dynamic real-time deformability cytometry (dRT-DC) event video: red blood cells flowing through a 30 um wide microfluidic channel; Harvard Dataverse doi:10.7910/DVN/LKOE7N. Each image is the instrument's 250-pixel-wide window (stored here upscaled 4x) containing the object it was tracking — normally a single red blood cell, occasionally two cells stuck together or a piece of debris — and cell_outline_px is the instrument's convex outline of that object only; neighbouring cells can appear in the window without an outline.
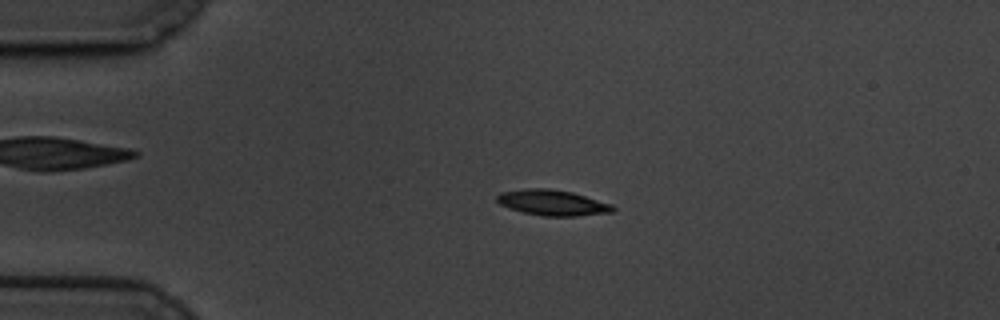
{"species": "common noctule bat (a hibernating species)", "species_latin": "Nyctalus noctula", "temperature_condition": "cold", "stored_images_in_passage": 60, "camera_frame_rate_fps": 3000, "um_per_image_px": 0.085, "animal": {"sex": "male", "body_mass_g": 19.5, "forearm_length_mm": 54.6}, "frame": {"image": 1, "passage_image": 13, "time_ms": 4.0, "image_size_px": [1000, 320], "cell_outline_px": [[616, 208], [612, 212], [576, 216], [544, 216], [524, 212], [508, 208], [500, 204], [496, 200], [496, 196], [500, 192], [528, 188], [548, 188], [572, 192], [612, 204]], "centroid_in_image_um": [46.95, 17.22], "position_along_channel_um": 38.1, "area_um2": 17.28}}
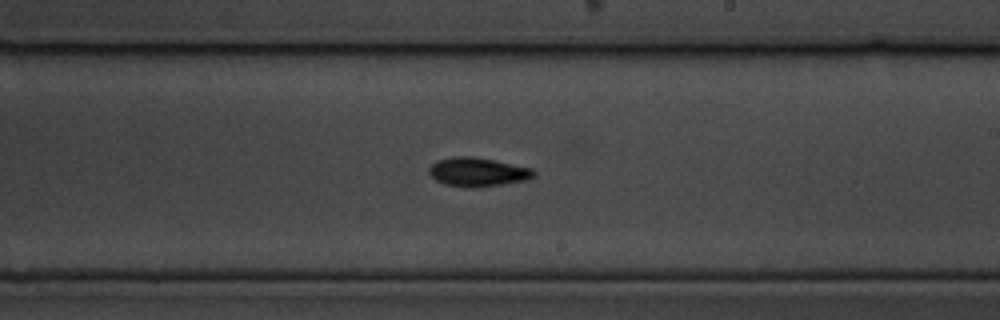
{"frame": {"image": 2, "passage_image": 35, "time_ms": 11.333, "image_size_px": [1000, 320], "cell_outline_px": [[536, 176], [528, 180], [504, 184], [472, 188], [444, 184], [436, 180], [428, 172], [428, 168], [436, 160], [452, 156], [472, 156], [532, 168], [536, 172]], "centroid_in_image_um": [40.61, 14.62], "position_along_channel_um": 248.4, "area_um2": 17.74}}
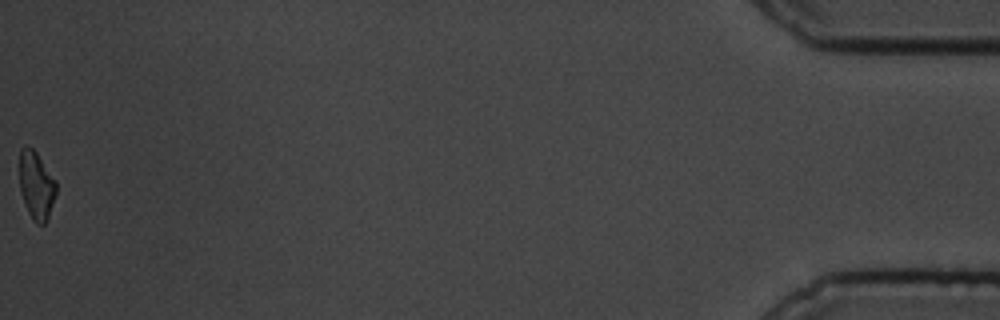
{"frame": {"image": 3, "passage_image": 60, "time_ms": 19.667, "image_size_px": [1000, 320], "cell_outline_px": [[56, 192], [48, 216], [44, 224], [36, 224], [32, 220], [28, 212], [20, 192], [20, 148], [24, 144], [28, 144], [36, 152], [56, 180]], "centroid_in_image_um": [3.07, 15.72], "position_along_channel_um": 432.1, "area_um2": 14.51}, "authors_computed_cell_mechanics": {"area_um2": 16.2129, "velocity_mm_per_s": 3.3395, "shape_relaxation_time_tau1_ms": 2.4345, "shape_relaxation_time_tau2_ms": 9.5867, "deformation_change_tau1": 0.1045, "deformation_change_tau2": 0.1652}}